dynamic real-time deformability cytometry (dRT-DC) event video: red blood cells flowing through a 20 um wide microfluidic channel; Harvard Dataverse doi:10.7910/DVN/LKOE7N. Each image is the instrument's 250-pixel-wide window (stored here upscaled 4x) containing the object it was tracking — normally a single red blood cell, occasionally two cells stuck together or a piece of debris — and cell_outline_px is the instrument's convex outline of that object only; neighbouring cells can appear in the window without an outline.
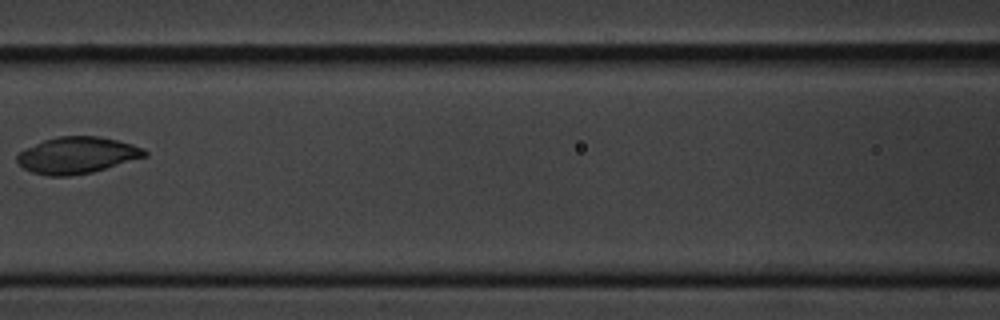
{"species": "common noctule bat (a hibernating species)", "species_latin": "Nyctalus noctula", "temperature_condition": "cold", "stored_images_in_passage": 4, "camera_frame_rate_fps": 3000, "um_per_image_px": 0.085, "animal": {"sex": "male", "body_mass_g": 20.1, "forearm_length_mm": 53.5}, "frame": {"image": 1, "passage_image": 4, "time_ms": 3.667, "image_size_px": [1000, 320], "cell_outline_px": [[148, 156], [92, 172], [68, 176], [48, 176], [32, 172], [24, 168], [16, 160], [16, 156], [24, 148], [44, 140], [56, 136], [96, 136], [116, 140], [132, 144], [144, 148], [148, 152]], "centroid_in_image_um": [6.55, 13.19], "position_along_channel_um": 160.1, "area_um2": 27.17}}